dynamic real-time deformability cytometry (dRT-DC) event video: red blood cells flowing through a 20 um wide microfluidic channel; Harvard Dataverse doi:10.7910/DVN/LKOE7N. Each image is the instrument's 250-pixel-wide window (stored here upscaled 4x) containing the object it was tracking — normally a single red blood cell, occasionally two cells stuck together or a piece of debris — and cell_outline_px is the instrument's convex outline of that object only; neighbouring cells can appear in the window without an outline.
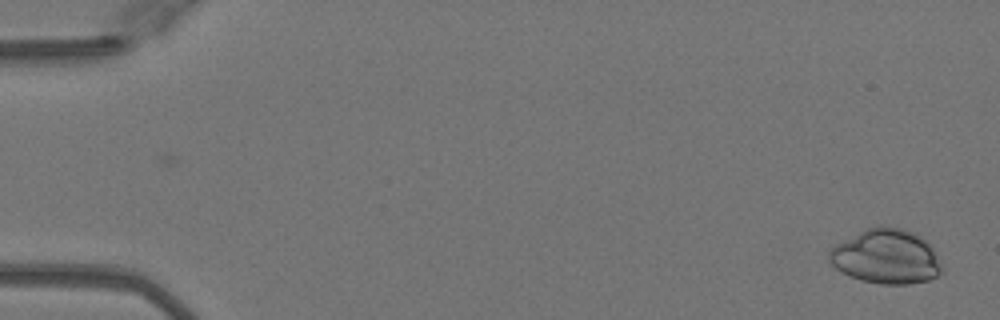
{"species": "Egyptian fruit bat (a non-hibernating species)", "species_latin": "Rousettus aegyptiacus", "temperature_condition": "warm", "stored_images_in_passage": 48, "camera_frame_rate_fps": 3000, "um_per_image_px": 0.085, "animal": {"sex": "female"}, "frame": {"image": 1, "passage_image": 1, "time_ms": 0.0, "image_size_px": [1000, 320], "cell_outline_px": [[940, 272], [936, 276], [928, 280], [908, 284], [880, 284], [860, 280], [848, 276], [840, 272], [828, 260], [828, 252], [836, 244], [868, 228], [880, 224], [900, 228], [912, 232], [920, 236], [932, 248], [940, 264]], "centroid_in_image_um": [75.28, 21.82], "position_along_channel_um": 9.7, "area_um2": 35.55}}
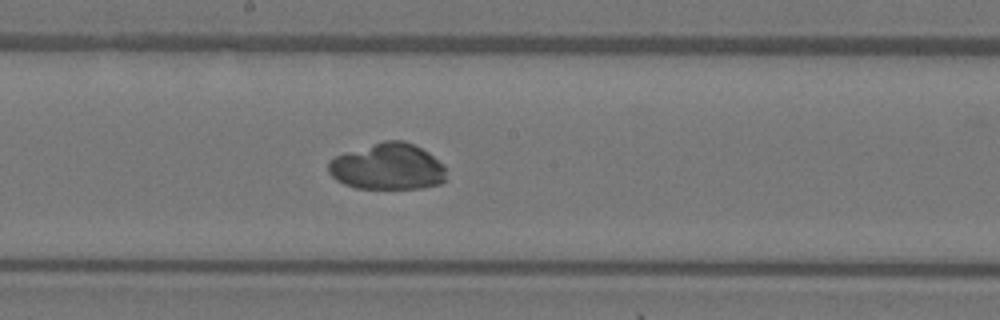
{"frame": {"image": 2, "passage_image": 27, "time_ms": 8.667, "image_size_px": [1000, 320], "cell_outline_px": [[444, 180], [440, 184], [420, 188], [356, 188], [344, 184], [336, 180], [328, 172], [328, 164], [336, 156], [344, 152], [384, 140], [404, 140], [428, 152], [444, 164]], "centroid_in_image_um": [32.93, 14.16], "position_along_channel_um": 215.3, "area_um2": 31.73}}
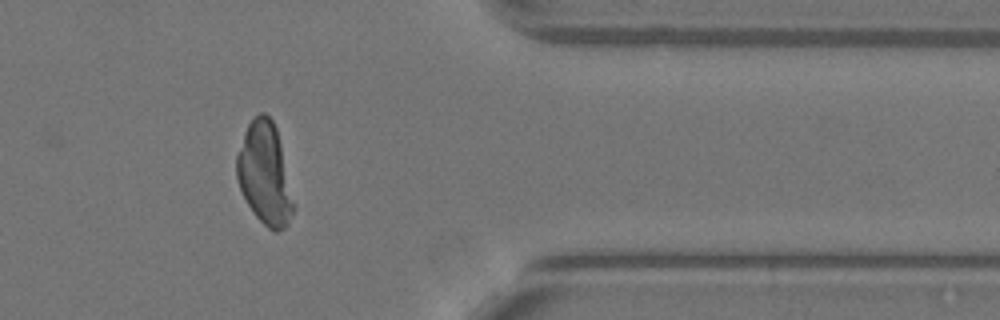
{"frame": {"image": 3, "passage_image": 41, "time_ms": 13.333, "image_size_px": [1000, 320], "cell_outline_px": [[296, 208], [288, 224], [284, 228], [276, 232], [272, 232], [252, 212], [240, 188], [236, 176], [236, 156], [244, 132], [248, 124], [260, 112], [264, 112], [272, 120], [276, 128]], "centroid_in_image_um": [22.51, 14.81], "position_along_channel_um": 388.9, "area_um2": 33.64}}